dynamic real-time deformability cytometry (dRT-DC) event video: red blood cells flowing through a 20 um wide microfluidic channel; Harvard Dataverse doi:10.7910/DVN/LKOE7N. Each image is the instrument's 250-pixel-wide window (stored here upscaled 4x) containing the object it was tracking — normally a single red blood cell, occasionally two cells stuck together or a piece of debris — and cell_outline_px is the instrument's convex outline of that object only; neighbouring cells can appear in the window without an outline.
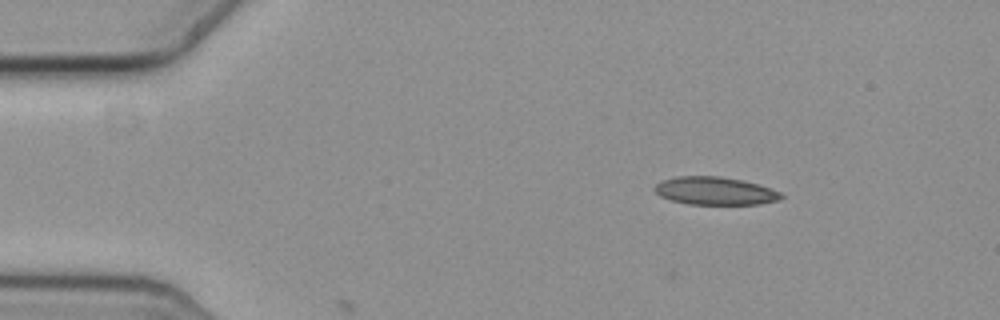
{"species": "common noctule bat (a hibernating species)", "species_latin": "Nyctalus noctula", "temperature_condition": "cold", "stored_images_in_passage": 2, "camera_frame_rate_fps": 3000, "um_per_image_px": 0.085, "animal": {"sex": "female", "body_mass_g": 19.3, "forearm_length_mm": 54.1}, "frame": {"image": 1, "passage_image": 1, "time_ms": 0.0, "image_size_px": [1000, 320], "cell_outline_px": [[784, 196], [780, 200], [760, 204], [688, 204], [672, 200], [660, 196], [652, 188], [656, 184], [664, 180], [676, 176], [720, 176], [740, 180], [756, 184], [780, 192]], "centroid_in_image_um": [60.76, 16.23], "position_along_channel_um": 24.2, "area_um2": 20.4}}